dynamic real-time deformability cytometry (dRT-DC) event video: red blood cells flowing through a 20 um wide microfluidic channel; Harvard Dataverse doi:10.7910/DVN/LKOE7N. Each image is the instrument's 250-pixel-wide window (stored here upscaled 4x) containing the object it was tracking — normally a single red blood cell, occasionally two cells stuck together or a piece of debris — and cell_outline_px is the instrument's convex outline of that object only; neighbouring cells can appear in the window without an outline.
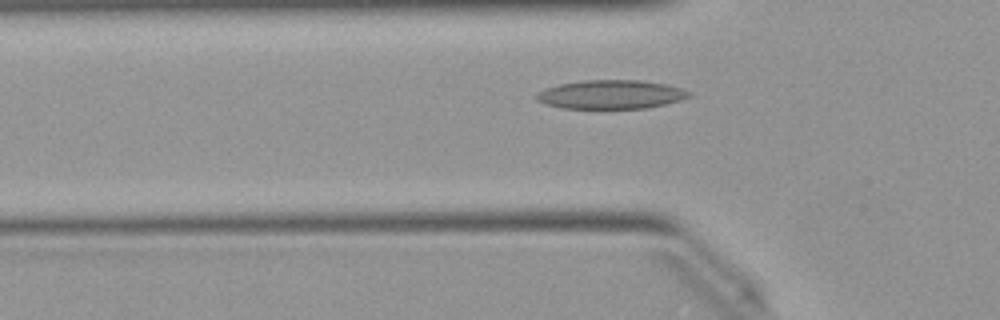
{"species": "Egyptian fruit bat (a non-hibernating species)", "species_latin": "Rousettus aegyptiacus", "temperature_condition": "warm", "stored_images_in_passage": 34, "camera_frame_rate_fps": 3000, "um_per_image_px": 0.085, "animal": {"sex": "female"}, "frame": {"image": 1, "passage_image": 6, "time_ms": 1.667, "image_size_px": [1000, 320], "cell_outline_px": [[692, 92], [688, 96], [680, 100], [648, 108], [560, 108], [544, 104], [536, 100], [536, 92], [544, 88], [560, 84], [584, 80], [636, 80], [664, 84], [680, 88]], "centroid_in_image_um": [51.86, 8.03], "position_along_channel_um": 73.9, "area_um2": 25.49}}
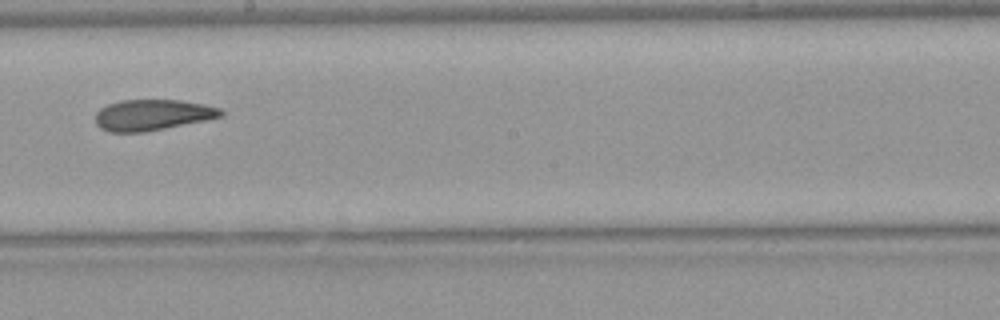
{"frame": {"image": 2, "passage_image": 18, "time_ms": 5.667, "image_size_px": [1000, 320], "cell_outline_px": [[224, 116], [144, 132], [108, 132], [100, 128], [96, 124], [96, 112], [100, 108], [108, 104], [120, 100], [180, 100], [204, 104], [220, 108], [224, 112]], "centroid_in_image_um": [12.93, 9.76], "position_along_channel_um": 235.3, "area_um2": 22.54}}
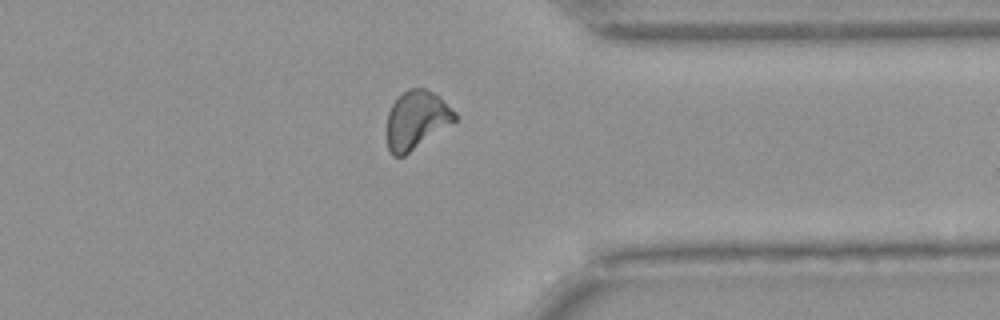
{"frame": {"image": 3, "passage_image": 29, "time_ms": 9.333, "image_size_px": [1000, 320], "cell_outline_px": [[456, 120], [404, 156], [392, 156], [388, 148], [384, 136], [384, 132], [388, 112], [392, 104], [408, 88], [424, 88], [440, 96], [456, 112]], "centroid_in_image_um": [35.34, 10.2], "position_along_channel_um": 376.1, "area_um2": 23.29}, "authors_computed_cell_mechanics": {"area_um2": 23.2356, "velocity_mm_per_s": 4.0303, "shape_relaxation_time_tau1_ms": null, "shape_relaxation_time_tau2_ms": 5.0151, "deformation_change_tau1": null, "deformation_change_tau2": 0.1322}}